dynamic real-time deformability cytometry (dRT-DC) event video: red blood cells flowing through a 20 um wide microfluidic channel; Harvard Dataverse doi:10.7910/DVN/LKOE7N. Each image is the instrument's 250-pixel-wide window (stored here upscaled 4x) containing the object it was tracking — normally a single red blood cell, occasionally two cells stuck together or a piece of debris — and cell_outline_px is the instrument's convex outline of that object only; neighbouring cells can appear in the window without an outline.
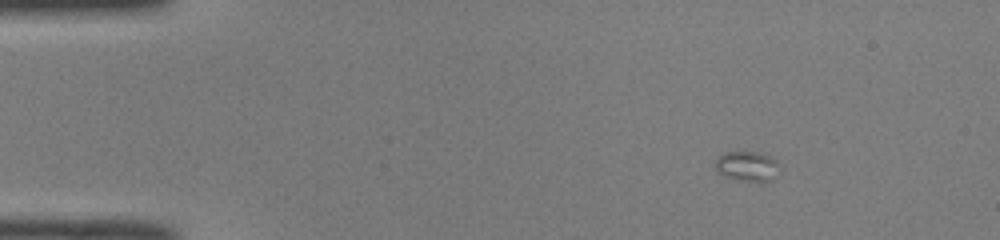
{"species": "common noctule bat (a hibernating species)", "species_latin": "Nyctalus noctula", "temperature_condition": "room temperature", "stored_images_in_passage": 34, "camera_frame_rate_fps": 3000, "um_per_image_px": 0.085, "animal": {"sex": "male", "body_mass_g": 19.0, "forearm_length_mm": 50.8}, "frame": {"image": 1, "passage_image": 1, "time_ms": 0.0, "image_size_px": [1000, 240], "cell_outline_px": [[780, 164], [772, 180], [748, 180], [728, 176], [720, 172], [716, 168], [716, 160], [720, 156], [728, 152], [760, 152], [776, 160]], "centroid_in_image_um": [63.55, 14.09], "position_along_channel_um": 21.4, "area_um2": 10.52}}